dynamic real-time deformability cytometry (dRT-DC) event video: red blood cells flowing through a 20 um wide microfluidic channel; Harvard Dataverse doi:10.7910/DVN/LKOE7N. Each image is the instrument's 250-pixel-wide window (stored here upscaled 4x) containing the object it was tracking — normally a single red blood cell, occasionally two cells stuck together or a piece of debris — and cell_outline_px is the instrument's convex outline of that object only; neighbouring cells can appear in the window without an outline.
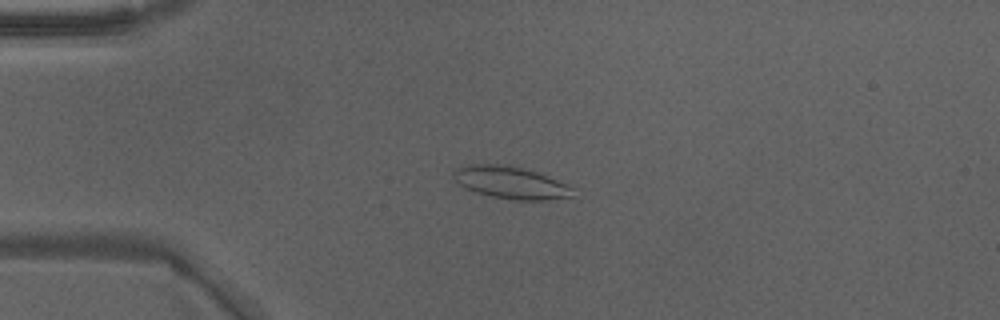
{"species": "Egyptian fruit bat (a non-hibernating species)", "species_latin": "Rousettus aegyptiacus", "temperature_condition": "warm", "stored_images_in_passage": 49, "camera_frame_rate_fps": 3000, "um_per_image_px": 0.085, "animal": {"sex": "male"}, "frame": {"image": 1, "passage_image": 13, "time_ms": 4.0, "image_size_px": [1000, 320], "cell_outline_px": [[576, 188], [572, 196], [548, 200], [512, 200], [492, 196], [476, 192], [460, 184], [452, 176], [452, 172], [456, 168], [468, 164], [512, 164], [536, 172], [568, 184]], "centroid_in_image_um": [43.44, 15.51], "position_along_channel_um": 41.6, "area_um2": 22.6}}
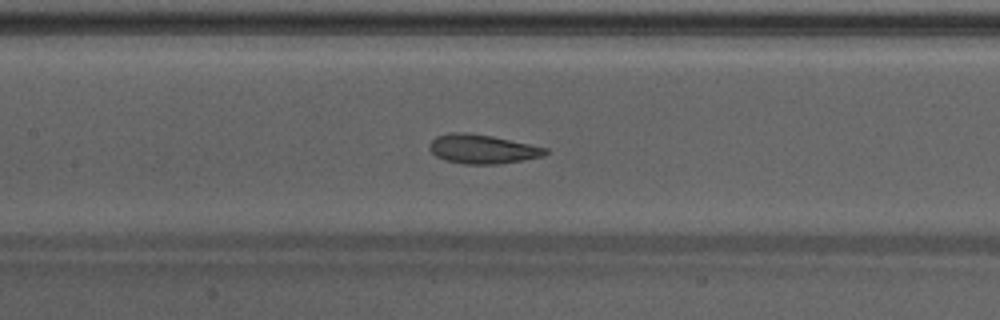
{"frame": {"image": 2, "passage_image": 24, "time_ms": 7.667, "image_size_px": [1000, 320], "cell_outline_px": [[548, 152], [544, 156], [524, 160], [496, 164], [464, 164], [444, 160], [436, 156], [428, 148], [428, 144], [436, 136], [448, 132], [468, 132], [492, 136], [548, 148]], "centroid_in_image_um": [40.97, 12.66], "position_along_channel_um": 166.4, "area_um2": 19.83}}
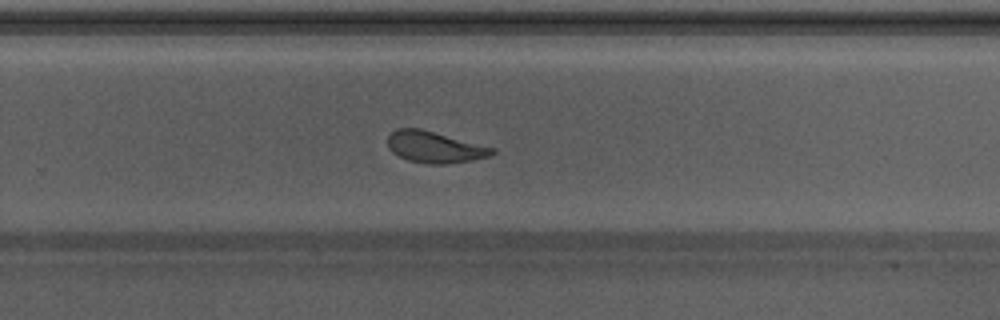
{"frame": {"image": 3, "passage_image": 33, "time_ms": 10.667, "image_size_px": [1000, 320], "cell_outline_px": [[496, 152], [488, 156], [472, 160], [444, 164], [432, 164], [408, 160], [392, 152], [388, 148], [388, 136], [396, 128], [420, 128], [496, 148]], "centroid_in_image_um": [36.95, 12.49], "position_along_channel_um": 292.9, "area_um2": 19.02}, "authors_computed_cell_mechanics": {"area_um2": 20.6346, "velocity_mm_per_s": 4.2376, "shape_relaxation_time_tau1_ms": 2.8173, "shape_relaxation_time_tau2_ms": 1.15, "deformation_change_tau1": 0.1495, "deformation_change_tau2": 0.0908}}